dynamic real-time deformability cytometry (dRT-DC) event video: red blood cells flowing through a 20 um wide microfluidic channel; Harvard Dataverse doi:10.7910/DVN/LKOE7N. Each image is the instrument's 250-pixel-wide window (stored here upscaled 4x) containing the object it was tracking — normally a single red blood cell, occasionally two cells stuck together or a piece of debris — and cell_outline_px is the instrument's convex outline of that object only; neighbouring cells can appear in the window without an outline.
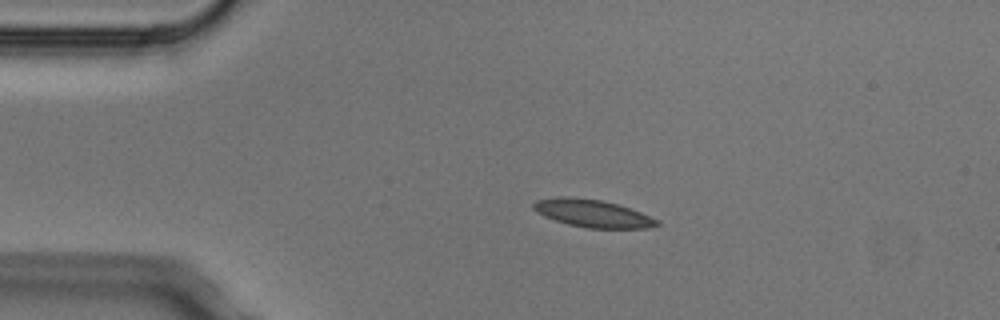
{"species": "Egyptian fruit bat (a non-hibernating species)", "species_latin": "Rousettus aegyptiacus", "temperature_condition": "cold", "stored_images_in_passage": 4, "camera_frame_rate_fps": 3000, "um_per_image_px": 0.085, "animal": {"sex": "male"}, "frame": {"image": 1, "passage_image": 3, "time_ms": 0.667, "image_size_px": [1000, 320], "cell_outline_px": [[660, 224], [648, 228], [588, 228], [568, 224], [544, 216], [536, 212], [532, 208], [532, 204], [536, 200], [556, 196], [564, 196], [600, 200], [616, 204], [640, 212], [660, 220]], "centroid_in_image_um": [50.34, 18.13], "position_along_channel_um": 34.7, "area_um2": 19.77}}